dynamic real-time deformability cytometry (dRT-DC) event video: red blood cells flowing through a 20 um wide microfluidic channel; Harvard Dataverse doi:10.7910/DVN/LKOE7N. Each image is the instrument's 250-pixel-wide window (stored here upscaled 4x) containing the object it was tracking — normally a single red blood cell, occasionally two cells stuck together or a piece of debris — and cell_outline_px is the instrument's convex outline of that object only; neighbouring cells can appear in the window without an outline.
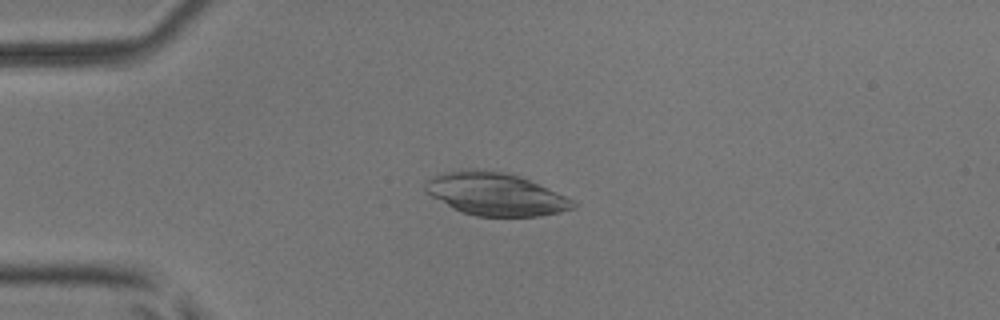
{"species": "common noctule bat (a hibernating species)", "species_latin": "Nyctalus noctula", "temperature_condition": "room temperature", "stored_images_in_passage": 53, "camera_frame_rate_fps": 3000, "um_per_image_px": 0.085, "animal": {"sex": "male", "body_mass_g": 17.9, "forearm_length_mm": 54.2}, "frame": {"image": 1, "passage_image": 13, "time_ms": 4.0, "image_size_px": [1000, 320], "cell_outline_px": [[576, 204], [572, 208], [560, 212], [540, 216], [476, 216], [460, 212], [452, 208], [424, 192], [424, 184], [432, 176], [444, 172], [460, 168], [476, 168], [504, 172], [528, 180], [576, 200]], "centroid_in_image_um": [42.06, 16.49], "position_along_channel_um": 42.9, "area_um2": 36.93}}
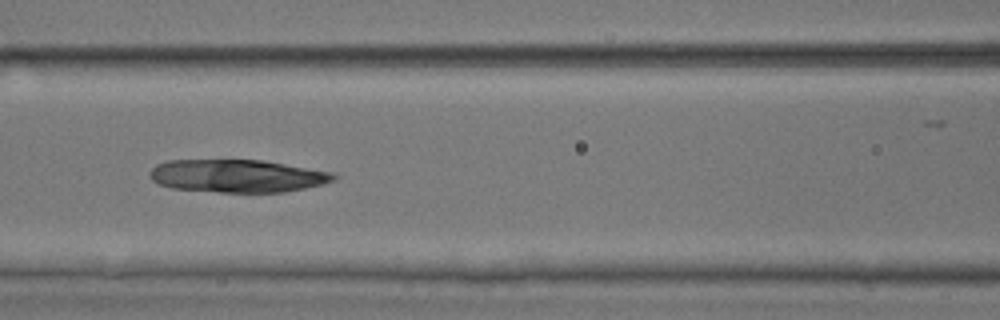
{"frame": {"image": 2, "passage_image": 23, "time_ms": 7.333, "image_size_px": [1000, 320], "cell_outline_px": [[340, 176], [324, 184], [284, 192], [220, 192], [172, 188], [160, 184], [152, 180], [148, 172], [156, 164], [168, 160], [264, 160], [332, 172]], "centroid_in_image_um": [20.17, 14.95], "position_along_channel_um": 146.4, "area_um2": 35.2}}
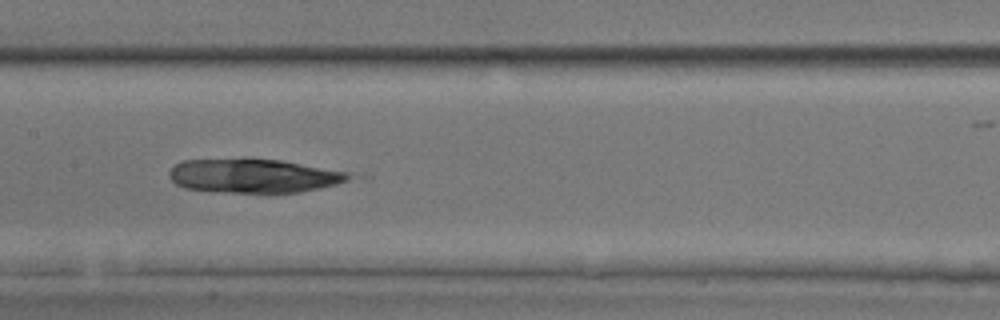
{"frame": {"image": 3, "passage_image": 26, "time_ms": 8.333, "image_size_px": [1000, 320], "cell_outline_px": [[364, 176], [336, 184], [320, 188], [300, 192], [228, 192], [184, 188], [176, 184], [168, 176], [168, 172], [176, 164], [184, 160], [280, 160], [348, 172]], "centroid_in_image_um": [21.66, 14.96], "position_along_channel_um": 185.7, "area_um2": 35.08}}